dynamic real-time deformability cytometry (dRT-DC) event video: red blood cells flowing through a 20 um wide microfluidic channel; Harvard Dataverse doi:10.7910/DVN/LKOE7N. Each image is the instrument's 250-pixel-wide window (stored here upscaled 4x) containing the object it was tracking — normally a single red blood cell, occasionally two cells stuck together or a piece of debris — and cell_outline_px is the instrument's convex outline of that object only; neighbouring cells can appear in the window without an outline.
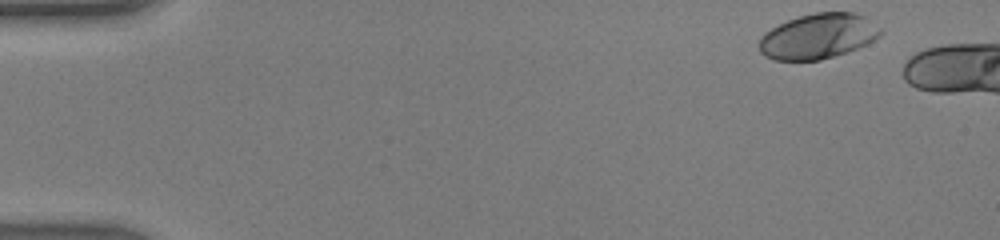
{"species": "human", "species_latin": "Homo sapiens", "temperature_condition": "warm", "stored_images_in_passage": 40, "camera_frame_rate_fps": 3000, "um_per_image_px": 0.085, "donor": {"sex": "male"}, "frame": {"image": 1, "passage_image": 1, "time_ms": 0.0, "image_size_px": [1000, 240], "cell_outline_px": [[884, 32], [880, 36], [848, 52], [820, 60], [772, 60], [764, 56], [760, 52], [760, 36], [764, 32], [788, 20], [800, 16], [816, 12], [852, 12], [864, 16], [880, 28]], "centroid_in_image_um": [69.52, 3.08], "position_along_channel_um": 15.5, "area_um2": 31.79}}
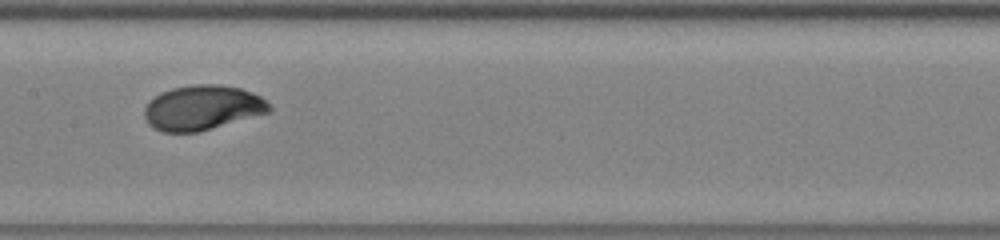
{"frame": {"image": 2, "passage_image": 22, "time_ms": 7.0, "image_size_px": [1000, 240], "cell_outline_px": [[272, 108], [268, 112], [196, 132], [164, 132], [152, 128], [148, 124], [144, 116], [144, 108], [148, 100], [160, 92], [172, 88], [192, 84], [220, 84], [240, 88], [252, 92], [260, 96]], "centroid_in_image_um": [17.13, 9.14], "position_along_channel_um": 190.3, "area_um2": 32.48}}
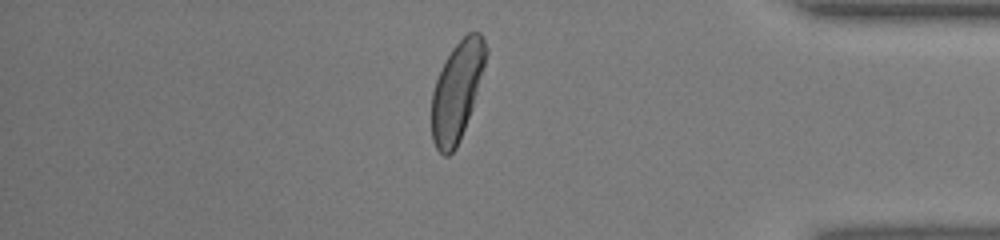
{"frame": {"image": 3, "passage_image": 38, "time_ms": 12.333, "image_size_px": [1000, 240], "cell_outline_px": [[488, 52], [472, 108], [460, 140], [456, 148], [448, 156], [444, 156], [436, 148], [432, 140], [432, 92], [436, 80], [444, 60], [452, 48], [468, 32], [480, 32], [488, 48]], "centroid_in_image_um": [38.84, 7.73], "position_along_channel_um": 396.4, "area_um2": 31.04}, "authors_computed_cell_mechanics": {"area_um2": 32.0501, "velocity_mm_per_s": 4.3755, "shape_relaxation_time_tau1_ms": 2.252, "shape_relaxation_time_tau2_ms": null, "deformation_change_tau1": 0.1599, "deformation_change_tau2": null}}